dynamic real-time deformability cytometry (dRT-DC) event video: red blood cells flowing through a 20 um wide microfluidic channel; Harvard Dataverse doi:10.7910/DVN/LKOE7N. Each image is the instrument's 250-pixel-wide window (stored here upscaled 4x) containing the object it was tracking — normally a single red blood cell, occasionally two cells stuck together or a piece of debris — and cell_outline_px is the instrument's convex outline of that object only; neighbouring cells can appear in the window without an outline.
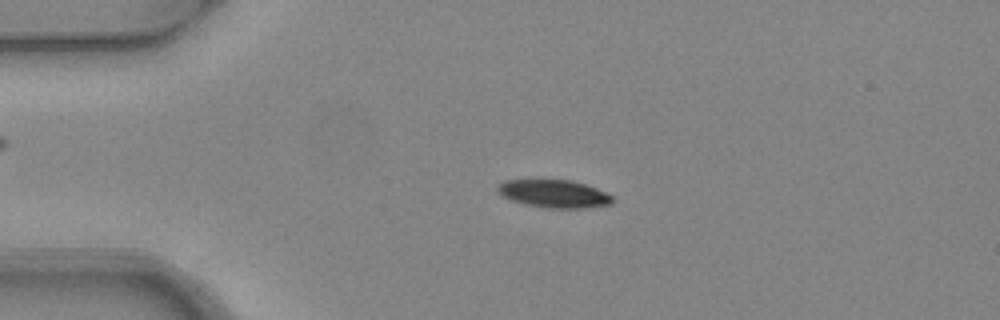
{"species": "common noctule bat (a hibernating species)", "species_latin": "Nyctalus noctula", "temperature_condition": "warm", "stored_images_in_passage": 2, "camera_frame_rate_fps": 3000, "um_per_image_px": 0.085, "animal": {"sex": "female", "body_mass_g": 24.6, "forearm_length_mm": 56.2}, "frame": {"image": 1, "passage_image": 1, "time_ms": 0.0, "image_size_px": [1000, 320], "cell_outline_px": [[616, 200], [612, 204], [584, 208], [548, 208], [524, 204], [500, 196], [496, 188], [504, 180], [572, 180], [596, 188], [612, 196]], "centroid_in_image_um": [47.09, 16.47], "position_along_channel_um": 37.9, "area_um2": 18.67}}